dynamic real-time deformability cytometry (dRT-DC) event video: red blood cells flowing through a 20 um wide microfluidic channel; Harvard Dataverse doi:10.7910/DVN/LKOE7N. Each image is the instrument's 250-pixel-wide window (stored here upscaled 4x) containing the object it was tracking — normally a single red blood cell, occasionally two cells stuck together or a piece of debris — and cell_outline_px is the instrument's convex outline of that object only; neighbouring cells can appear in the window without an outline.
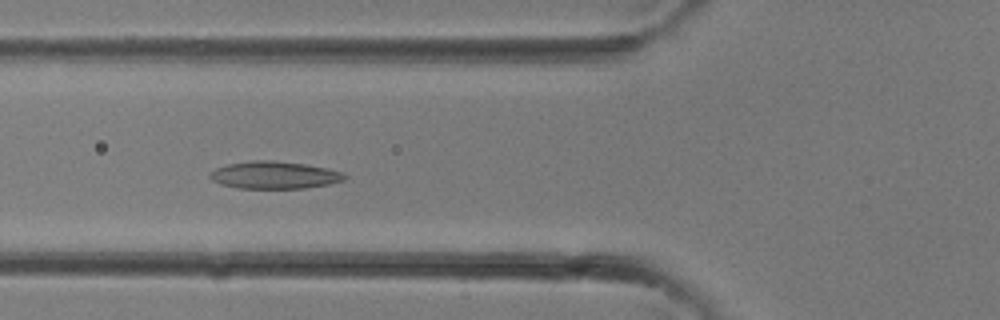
{"species": "common noctule bat (a hibernating species)", "species_latin": "Nyctalus noctula", "temperature_condition": "room temperature", "stored_images_in_passage": 28, "camera_frame_rate_fps": 3000, "um_per_image_px": 0.085, "animal": {"sex": "female"}, "frame": {"image": 1, "passage_image": 7, "time_ms": 2.0, "image_size_px": [1000, 320], "cell_outline_px": [[348, 176], [344, 180], [328, 184], [304, 188], [240, 188], [220, 184], [212, 180], [208, 176], [216, 168], [228, 164], [252, 160], [272, 160], [304, 164], [328, 168], [344, 172]], "centroid_in_image_um": [23.34, 14.87], "position_along_channel_um": 102.5, "area_um2": 21.44}}
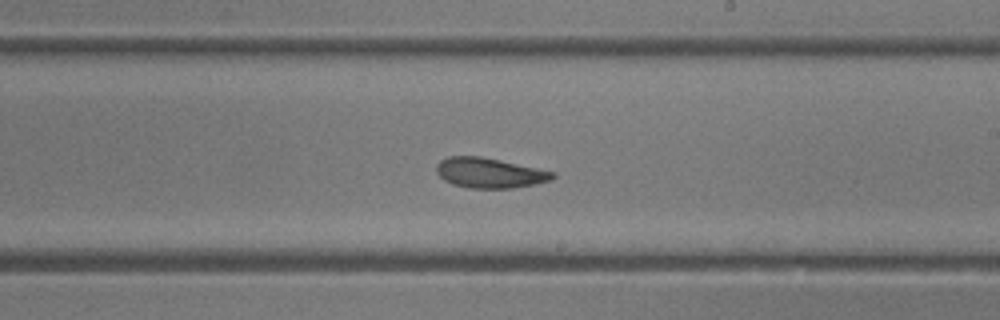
{"frame": {"image": 2, "passage_image": 14, "time_ms": 4.333, "image_size_px": [1000, 320], "cell_outline_px": [[556, 176], [552, 180], [512, 188], [468, 188], [452, 184], [444, 180], [436, 172], [436, 164], [440, 160], [448, 156], [480, 156], [500, 160], [556, 172]], "centroid_in_image_um": [41.59, 14.69], "position_along_channel_um": 247.4, "area_um2": 20.4}}
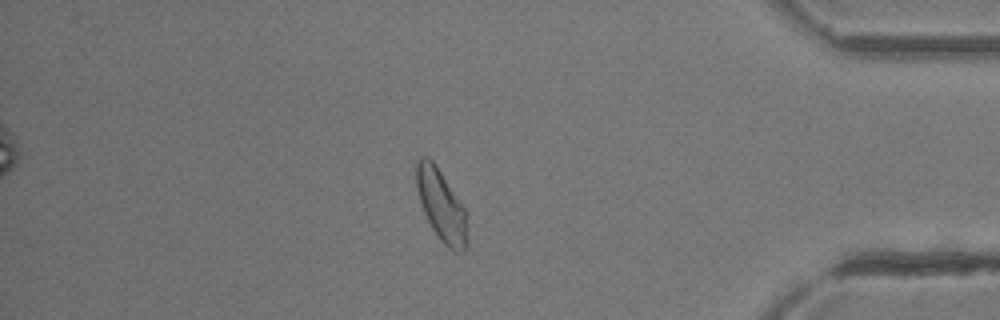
{"frame": {"image": 3, "passage_image": 23, "time_ms": 7.333, "image_size_px": [1000, 320], "cell_outline_px": [[468, 248], [464, 252], [456, 252], [448, 248], [440, 240], [432, 228], [420, 204], [416, 188], [416, 160], [420, 156], [428, 156], [436, 164], [468, 212]], "centroid_in_image_um": [37.55, 17.48], "position_along_channel_um": 397.7, "area_um2": 21.96}}